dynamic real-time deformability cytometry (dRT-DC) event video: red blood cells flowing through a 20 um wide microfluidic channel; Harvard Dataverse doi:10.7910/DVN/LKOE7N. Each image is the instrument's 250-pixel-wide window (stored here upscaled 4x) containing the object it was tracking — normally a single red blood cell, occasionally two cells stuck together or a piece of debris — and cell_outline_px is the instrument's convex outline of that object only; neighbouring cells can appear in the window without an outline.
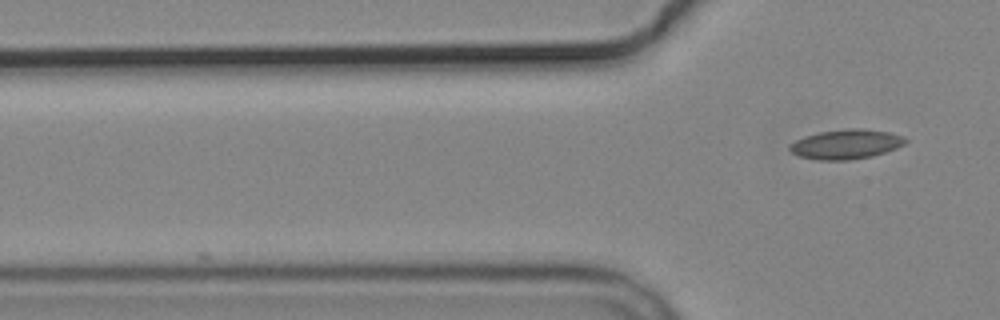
{"species": "common noctule bat (a hibernating species)", "species_latin": "Nyctalus noctula", "temperature_condition": "cold", "stored_images_in_passage": 2, "camera_frame_rate_fps": 3000, "um_per_image_px": 0.085, "animal": {"sex": "male", "body_mass_g": 19.2, "forearm_length_mm": 51.8}, "frame": {"image": 1, "passage_image": 2, "time_ms": 1.667, "image_size_px": [1000, 320], "cell_outline_px": [[908, 140], [904, 144], [896, 148], [872, 156], [848, 160], [820, 160], [800, 156], [792, 152], [788, 148], [788, 144], [804, 136], [820, 132], [848, 128], [864, 128], [888, 132], [904, 136]], "centroid_in_image_um": [71.91, 12.25], "position_along_channel_um": 53.9, "area_um2": 19.94}}